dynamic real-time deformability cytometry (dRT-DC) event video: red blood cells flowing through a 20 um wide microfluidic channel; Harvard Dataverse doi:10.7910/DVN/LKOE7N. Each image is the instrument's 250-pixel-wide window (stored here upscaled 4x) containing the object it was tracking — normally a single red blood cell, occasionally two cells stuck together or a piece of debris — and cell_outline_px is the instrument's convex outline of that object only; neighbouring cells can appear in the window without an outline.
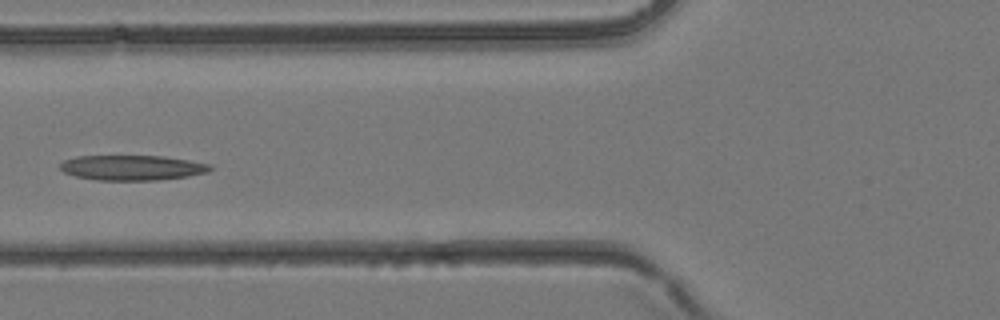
{"species": "common noctule bat (a hibernating species)", "species_latin": "Nyctalus noctula", "temperature_condition": "room temperature", "stored_images_in_passage": 5, "camera_frame_rate_fps": 3000, "um_per_image_px": 0.085, "animal": {"sex": "female", "body_mass_g": 24.6, "forearm_length_mm": 56.2}, "frame": {"image": 1, "passage_image": 5, "time_ms": 1.333, "image_size_px": [1000, 320], "cell_outline_px": [[212, 168], [208, 172], [188, 176], [156, 180], [96, 180], [76, 176], [64, 172], [60, 168], [60, 164], [64, 160], [76, 156], [164, 156], [212, 164]], "centroid_in_image_um": [11.24, 14.25], "position_along_channel_um": 114.6, "area_um2": 21.91}}